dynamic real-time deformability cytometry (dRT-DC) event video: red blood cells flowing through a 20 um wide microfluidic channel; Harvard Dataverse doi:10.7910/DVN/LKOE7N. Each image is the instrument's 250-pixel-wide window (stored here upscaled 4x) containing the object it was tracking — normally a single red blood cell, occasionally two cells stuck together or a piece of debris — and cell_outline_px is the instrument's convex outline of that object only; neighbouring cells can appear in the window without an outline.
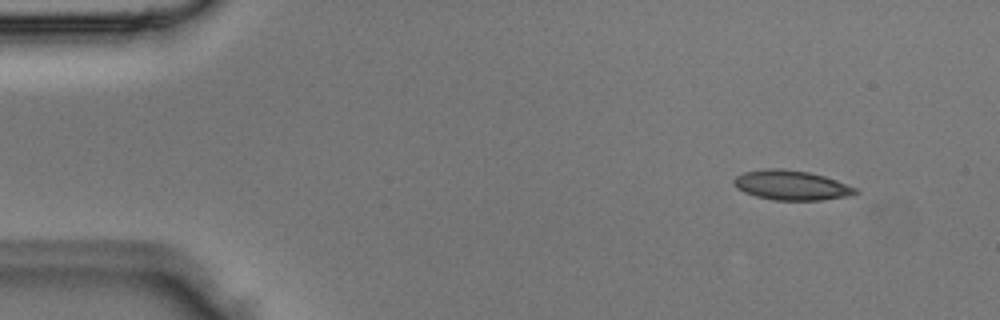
{"species": "Egyptian fruit bat (a non-hibernating species)", "species_latin": "Rousettus aegyptiacus", "temperature_condition": "room temperature", "stored_images_in_passage": 3, "camera_frame_rate_fps": 3000, "um_per_image_px": 0.085, "animal": {"sex": "male"}, "frame": {"image": 1, "passage_image": 1, "time_ms": 0.0, "image_size_px": [1000, 320], "cell_outline_px": [[860, 192], [848, 196], [820, 200], [772, 200], [756, 196], [744, 192], [736, 188], [732, 184], [732, 180], [736, 176], [744, 172], [764, 168], [784, 168], [808, 172], [824, 176], [836, 180], [856, 188]], "centroid_in_image_um": [67.22, 15.74], "position_along_channel_um": 17.8, "area_um2": 21.15}}